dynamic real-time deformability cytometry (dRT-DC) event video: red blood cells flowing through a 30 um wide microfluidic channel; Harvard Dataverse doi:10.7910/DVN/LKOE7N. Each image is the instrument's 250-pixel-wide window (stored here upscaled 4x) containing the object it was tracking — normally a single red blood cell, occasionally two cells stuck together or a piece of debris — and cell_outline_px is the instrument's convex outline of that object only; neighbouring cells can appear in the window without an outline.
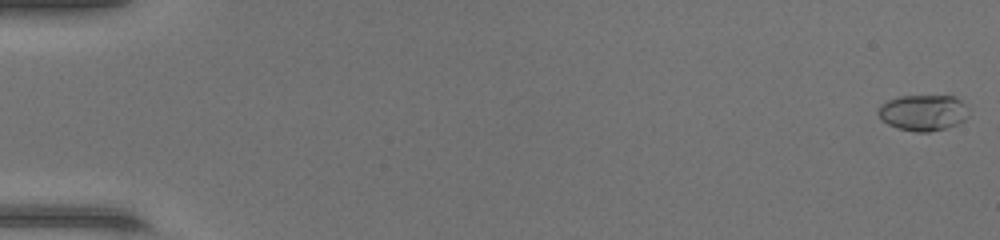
{"species": "common noctule bat (a hibernating species)", "species_latin": "Nyctalus noctula", "temperature_condition": "warm", "stored_images_in_passage": 55, "camera_frame_rate_fps": 3000, "um_per_image_px": 0.085, "animal": {"sex": "female", "body_mass_g": 17.0, "forearm_length_mm": 48.0}, "frame": {"image": 1, "passage_image": 1, "time_ms": 0.0, "image_size_px": [1000, 240], "cell_outline_px": [[968, 116], [964, 120], [956, 124], [944, 128], [928, 132], [916, 132], [900, 128], [888, 124], [880, 116], [880, 104], [888, 100], [900, 96], [952, 96], [960, 100], [968, 108]], "centroid_in_image_um": [78.49, 9.57], "position_along_channel_um": 6.5, "area_um2": 18.61}}
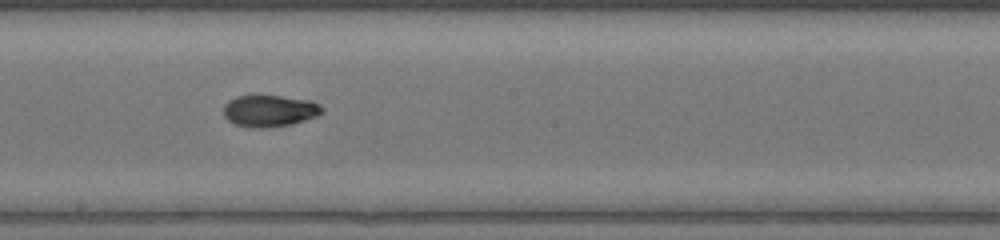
{"frame": {"image": 2, "passage_image": 32, "time_ms": 10.333, "image_size_px": [1000, 240], "cell_outline_px": [[324, 112], [316, 116], [292, 124], [268, 128], [248, 128], [236, 124], [228, 120], [224, 116], [224, 104], [228, 100], [236, 96], [280, 96], [312, 100], [320, 104], [324, 108]], "centroid_in_image_um": [22.93, 9.43], "position_along_channel_um": 225.3, "area_um2": 18.38}}
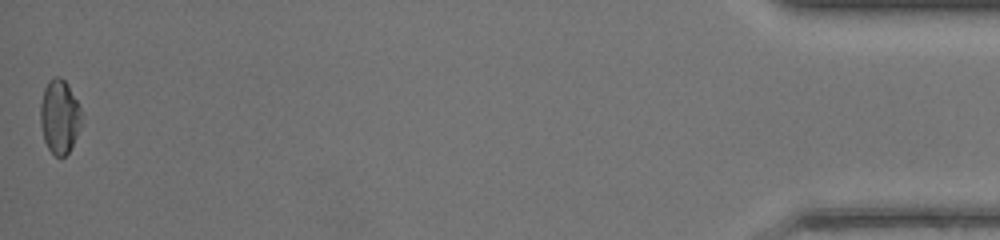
{"frame": {"image": 3, "passage_image": 55, "time_ms": 18.0, "image_size_px": [1000, 240], "cell_outline_px": [[80, 128], [68, 152], [64, 156], [56, 156], [48, 148], [44, 140], [40, 124], [40, 104], [44, 88], [48, 80], [56, 76], [60, 76], [68, 84], [80, 108]], "centroid_in_image_um": [5.03, 9.88], "position_along_channel_um": 430.2, "area_um2": 17.51}}